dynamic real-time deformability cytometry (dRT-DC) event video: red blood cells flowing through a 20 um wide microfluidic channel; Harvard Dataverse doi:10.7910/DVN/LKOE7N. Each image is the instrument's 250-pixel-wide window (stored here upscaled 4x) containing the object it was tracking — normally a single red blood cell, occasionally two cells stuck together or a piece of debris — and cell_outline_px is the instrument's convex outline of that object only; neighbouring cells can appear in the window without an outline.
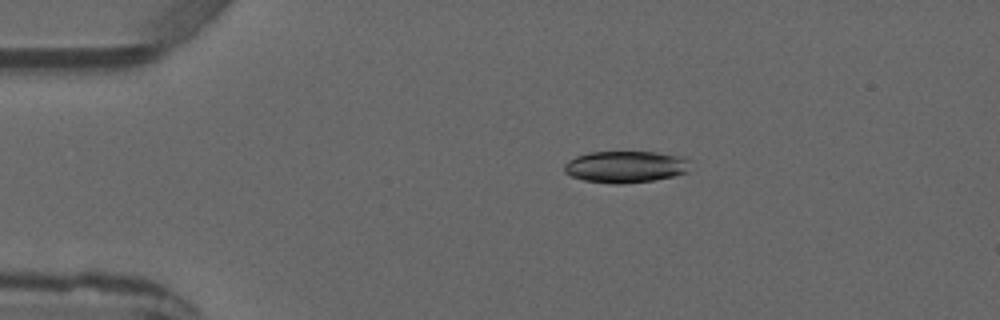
{"species": "common noctule bat (a hibernating species)", "species_latin": "Nyctalus noctula", "temperature_condition": "warm", "stored_images_in_passage": 3, "camera_frame_rate_fps": 3000, "um_per_image_px": 0.085, "animal": {"sex": "male", "forearm_length_mm": 52.5}, "frame": {"image": 1, "passage_image": 2, "time_ms": 1.0, "image_size_px": [1000, 320], "cell_outline_px": [[688, 172], [672, 176], [652, 180], [624, 184], [612, 184], [584, 180], [572, 176], [564, 172], [564, 164], [568, 160], [576, 156], [588, 152], [656, 152], [684, 156], [688, 160]], "centroid_in_image_um": [53.15, 14.17], "position_along_channel_um": 31.8, "area_um2": 23.35}}